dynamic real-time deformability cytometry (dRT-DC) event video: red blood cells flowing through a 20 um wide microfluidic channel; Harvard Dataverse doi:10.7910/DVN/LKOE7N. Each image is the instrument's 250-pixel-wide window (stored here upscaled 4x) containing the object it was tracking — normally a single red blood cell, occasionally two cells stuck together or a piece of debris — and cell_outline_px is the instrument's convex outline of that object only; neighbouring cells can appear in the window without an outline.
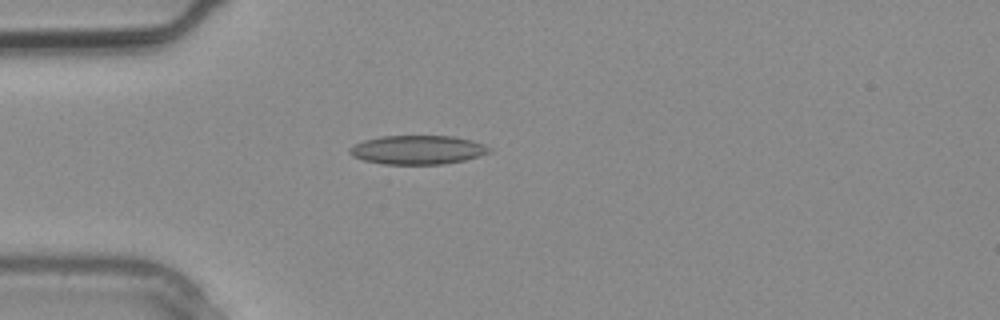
{"species": "common noctule bat (a hibernating species)", "species_latin": "Nyctalus noctula", "temperature_condition": "warm", "stored_images_in_passage": 2, "camera_frame_rate_fps": 3000, "um_per_image_px": 0.085, "animal": {"sex": "male", "body_mass_g": 20.4}, "frame": {"image": 1, "passage_image": 2, "time_ms": 0.333, "image_size_px": [1000, 320], "cell_outline_px": [[492, 152], [464, 160], [444, 164], [384, 164], [364, 160], [352, 156], [348, 152], [348, 148], [364, 140], [380, 136], [452, 136], [472, 140], [484, 144], [492, 148]], "centroid_in_image_um": [35.51, 12.73], "position_along_channel_um": 49.5, "area_um2": 23.58}}